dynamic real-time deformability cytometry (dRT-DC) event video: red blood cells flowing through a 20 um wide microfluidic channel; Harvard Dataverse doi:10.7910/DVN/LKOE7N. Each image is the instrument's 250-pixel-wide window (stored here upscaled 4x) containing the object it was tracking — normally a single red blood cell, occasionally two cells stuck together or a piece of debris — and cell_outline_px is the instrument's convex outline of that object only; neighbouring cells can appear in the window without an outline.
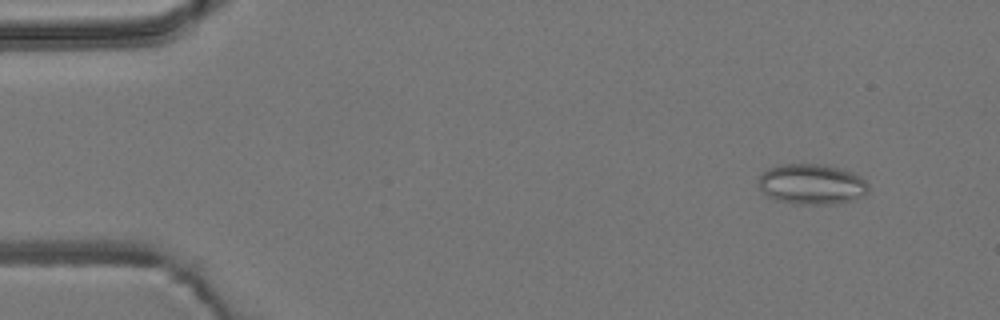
{"species": "common noctule bat (a hibernating species)", "species_latin": "Nyctalus noctula", "temperature_condition": "room temperature", "stored_images_in_passage": 5, "camera_frame_rate_fps": 3000, "um_per_image_px": 0.085, "animal": {"sex": "male", "body_mass_g": 19.2, "forearm_length_mm": 51.8}, "frame": {"image": 1, "passage_image": 2, "time_ms": 1.333, "image_size_px": [1000, 320], "cell_outline_px": [[868, 192], [864, 196], [852, 200], [836, 204], [792, 204], [776, 200], [768, 196], [760, 188], [760, 176], [768, 168], [780, 164], [824, 164], [856, 172], [868, 184]], "centroid_in_image_um": [69.04, 15.66], "position_along_channel_um": 16.0, "area_um2": 26.13}}
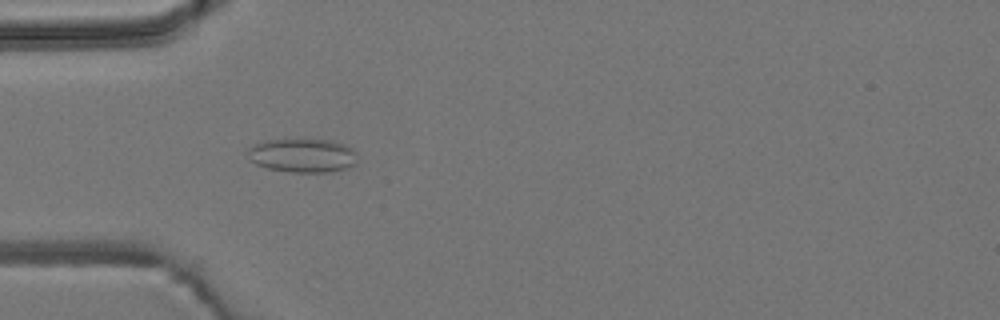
{"frame": {"image": 2, "passage_image": 5, "time_ms": 5.0, "image_size_px": [1000, 320], "cell_outline_px": [[356, 164], [348, 168], [328, 172], [288, 172], [268, 168], [256, 164], [248, 160], [248, 148], [264, 140], [332, 140], [344, 144], [352, 148], [356, 152]], "centroid_in_image_um": [25.72, 13.22], "position_along_channel_um": 59.3, "area_um2": 21.68}}